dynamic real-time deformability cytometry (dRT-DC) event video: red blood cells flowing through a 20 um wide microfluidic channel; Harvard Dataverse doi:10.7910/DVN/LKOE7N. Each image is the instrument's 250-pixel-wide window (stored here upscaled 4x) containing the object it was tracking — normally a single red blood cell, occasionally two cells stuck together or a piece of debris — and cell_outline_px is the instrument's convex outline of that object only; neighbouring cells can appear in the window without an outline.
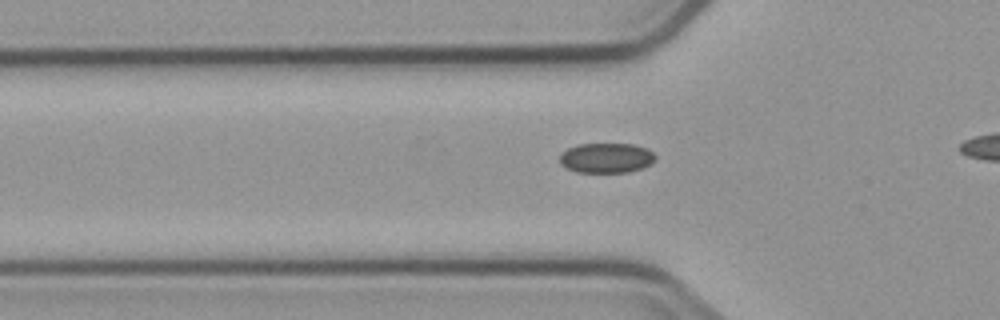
{"species": "common noctule bat (a hibernating species)", "species_latin": "Nyctalus noctula", "temperature_condition": "cold", "stored_images_in_passage": 5, "segment_of_instrument_passage": [2, 2], "camera_frame_rate_fps": 3000, "um_per_image_px": 0.085, "animal": {"sex": "male", "body_mass_g": 23.1, "forearm_length_mm": 52.7}, "frame": {"image": 1, "passage_image": 5, "time_ms": 4.667, "image_size_px": [1000, 320], "cell_outline_px": [[656, 156], [652, 164], [628, 172], [576, 172], [564, 168], [560, 164], [560, 156], [568, 148], [580, 144], [632, 144], [648, 148]], "centroid_in_image_um": [51.54, 13.43], "position_along_channel_um": 74.3, "area_um2": 16.7}}